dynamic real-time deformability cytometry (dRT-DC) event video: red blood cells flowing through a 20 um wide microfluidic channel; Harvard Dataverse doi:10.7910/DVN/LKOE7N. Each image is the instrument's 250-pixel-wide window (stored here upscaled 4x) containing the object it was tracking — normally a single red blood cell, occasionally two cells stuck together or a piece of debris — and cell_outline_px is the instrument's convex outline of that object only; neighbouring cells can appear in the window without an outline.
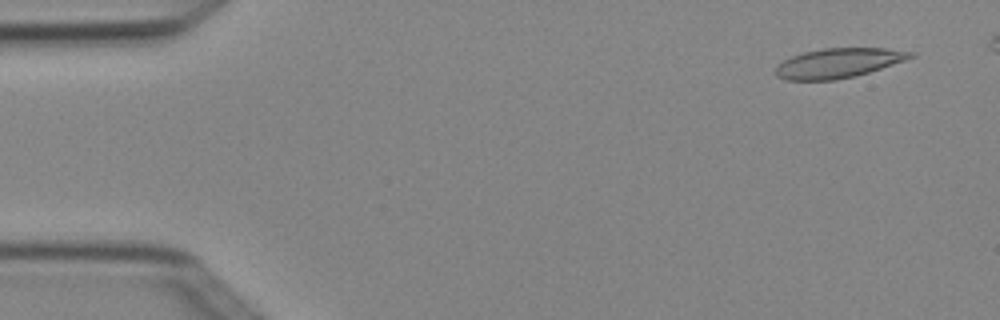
{"species": "Egyptian fruit bat (a non-hibernating species)", "species_latin": "Rousettus aegyptiacus", "temperature_condition": "cold", "stored_images_in_passage": 5, "camera_frame_rate_fps": 3000, "um_per_image_px": 0.085, "animal": {"sex": "female"}, "frame": {"image": 1, "passage_image": 1, "time_ms": 0.0, "image_size_px": [1000, 320], "cell_outline_px": [[916, 56], [856, 76], [836, 80], [784, 80], [776, 76], [776, 68], [784, 60], [792, 56], [804, 52], [824, 48], [888, 48], [916, 52]], "centroid_in_image_um": [71.27, 5.36], "position_along_channel_um": 13.7, "area_um2": 23.18}}